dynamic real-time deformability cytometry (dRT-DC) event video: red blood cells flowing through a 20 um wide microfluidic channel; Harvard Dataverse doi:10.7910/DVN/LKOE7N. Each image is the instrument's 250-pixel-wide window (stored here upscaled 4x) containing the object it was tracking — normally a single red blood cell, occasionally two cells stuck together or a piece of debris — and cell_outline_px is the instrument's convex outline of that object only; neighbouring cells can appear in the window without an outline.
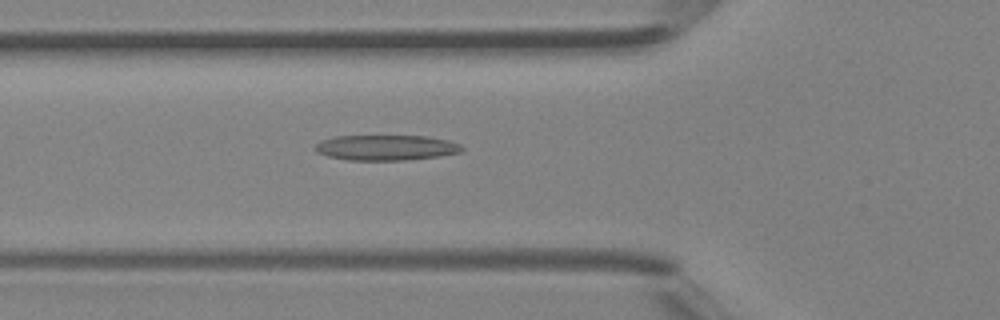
{"species": "Egyptian fruit bat (a non-hibernating species)", "species_latin": "Rousettus aegyptiacus", "temperature_condition": "room temperature", "stored_images_in_passage": 45, "camera_frame_rate_fps": 3000, "um_per_image_px": 0.085, "animal": {"sex": "female"}, "frame": {"image": 1, "passage_image": 16, "time_ms": 5.0, "image_size_px": [1000, 320], "cell_outline_px": [[464, 148], [460, 152], [440, 156], [404, 160], [348, 160], [328, 156], [316, 152], [312, 148], [320, 140], [336, 136], [428, 136], [448, 140], [460, 144]], "centroid_in_image_um": [32.79, 12.54], "position_along_channel_um": 93.0, "area_um2": 21.79}}
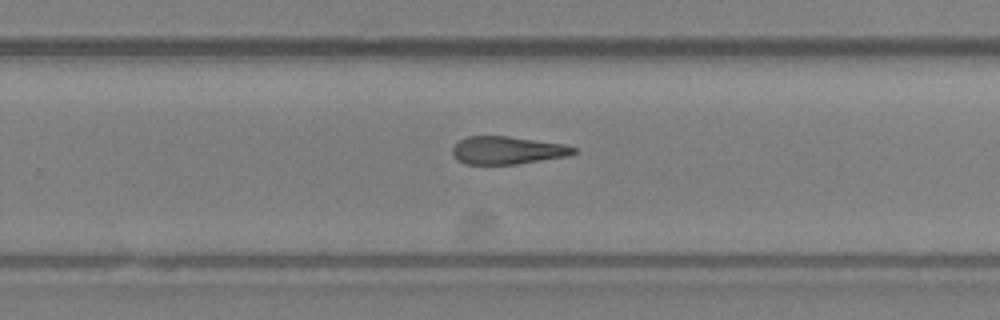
{"frame": {"image": 2, "passage_image": 29, "time_ms": 9.333, "image_size_px": [1000, 320], "cell_outline_px": [[576, 152], [568, 156], [516, 164], [464, 164], [456, 160], [452, 156], [452, 148], [460, 140], [468, 136], [508, 136], [564, 144], [576, 148]], "centroid_in_image_um": [43.09, 12.78], "position_along_channel_um": 286.7, "area_um2": 19.65}}
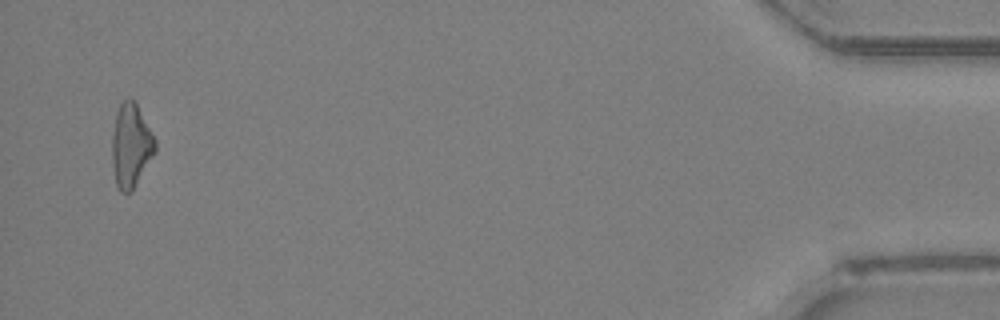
{"frame": {"image": 3, "passage_image": 44, "time_ms": 14.333, "image_size_px": [1000, 320], "cell_outline_px": [[156, 152], [132, 192], [120, 192], [116, 184], [112, 164], [112, 136], [116, 112], [120, 104], [124, 100], [132, 96], [156, 140]], "centroid_in_image_um": [11.13, 12.39], "position_along_channel_um": 424.1, "area_um2": 21.15}, "authors_computed_cell_mechanics": {"area_um2": 20.8658, "velocity_mm_per_s": 4.4814, "shape_relaxation_time_tau1_ms": null, "shape_relaxation_time_tau2_ms": 7.1673, "deformation_change_tau1": null, "deformation_change_tau2": 0.2407}}